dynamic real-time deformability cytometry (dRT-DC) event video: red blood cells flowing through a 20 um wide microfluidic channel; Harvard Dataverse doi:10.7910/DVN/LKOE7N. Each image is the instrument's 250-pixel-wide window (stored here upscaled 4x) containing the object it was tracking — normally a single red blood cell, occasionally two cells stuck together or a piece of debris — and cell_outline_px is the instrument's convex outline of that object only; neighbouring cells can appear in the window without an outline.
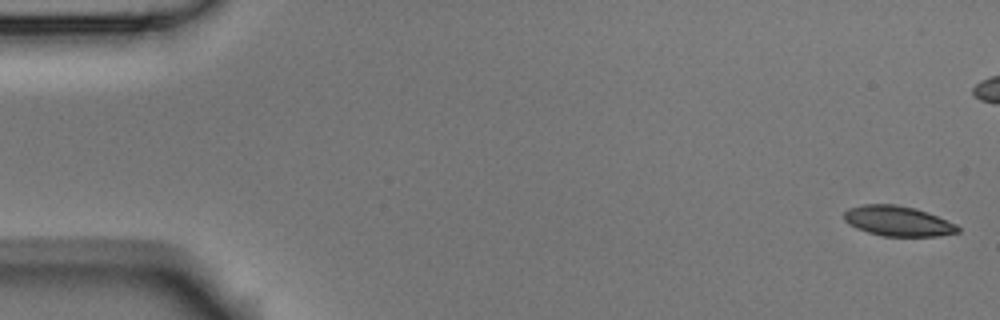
{"species": "Egyptian fruit bat (a non-hibernating species)", "species_latin": "Rousettus aegyptiacus", "temperature_condition": "room temperature", "stored_images_in_passage": 3, "camera_frame_rate_fps": 3000, "um_per_image_px": 0.085, "animal": {"sex": "male"}, "frame": {"image": 1, "passage_image": 1, "time_ms": 0.0, "image_size_px": [1000, 320], "cell_outline_px": [[960, 232], [940, 236], [884, 236], [868, 232], [856, 228], [848, 224], [844, 220], [844, 212], [848, 208], [864, 204], [892, 204], [912, 208], [928, 212], [956, 224], [960, 228]], "centroid_in_image_um": [76.32, 18.79], "position_along_channel_um": 8.7, "area_um2": 19.94}}